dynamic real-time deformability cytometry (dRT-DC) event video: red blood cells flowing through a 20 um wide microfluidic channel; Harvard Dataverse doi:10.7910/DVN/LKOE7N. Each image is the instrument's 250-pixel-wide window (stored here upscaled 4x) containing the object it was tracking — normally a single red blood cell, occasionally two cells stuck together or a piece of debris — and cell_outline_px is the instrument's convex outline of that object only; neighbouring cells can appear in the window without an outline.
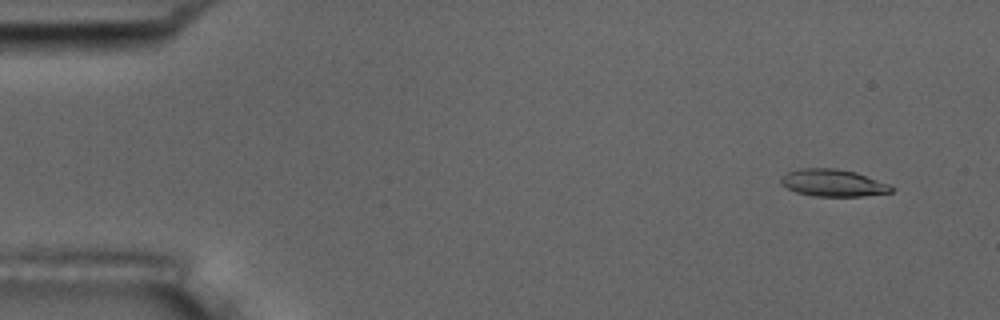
{"species": "common noctule bat (a hibernating species)", "species_latin": "Nyctalus noctula", "temperature_condition": "room temperature", "stored_images_in_passage": 8, "camera_frame_rate_fps": 3000, "um_per_image_px": 0.085, "animal": {"sex": "male", "body_mass_g": 17.5, "forearm_length_mm": 52.3}, "frame": {"image": 1, "passage_image": 1, "time_ms": 0.0, "image_size_px": [1000, 320], "cell_outline_px": [[896, 188], [892, 192], [860, 196], [812, 196], [796, 192], [780, 184], [780, 176], [788, 172], [800, 168], [836, 168], [856, 172], [892, 184]], "centroid_in_image_um": [70.84, 15.54], "position_along_channel_um": 14.2, "area_um2": 17.74}}
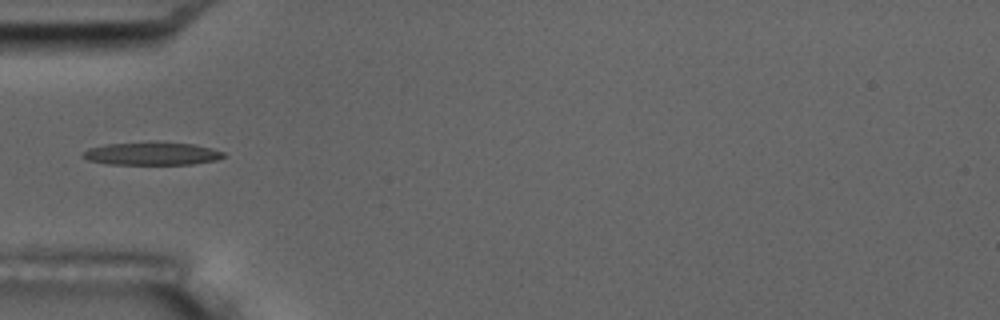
{"frame": {"image": 2, "passage_image": 5, "time_ms": 4.667, "image_size_px": [1000, 320], "cell_outline_px": [[228, 156], [216, 160], [192, 164], [108, 164], [88, 160], [80, 156], [88, 148], [108, 144], [192, 144], [212, 148], [224, 152]], "centroid_in_image_um": [12.94, 13.1], "position_along_channel_um": 72.1, "area_um2": 18.03}}
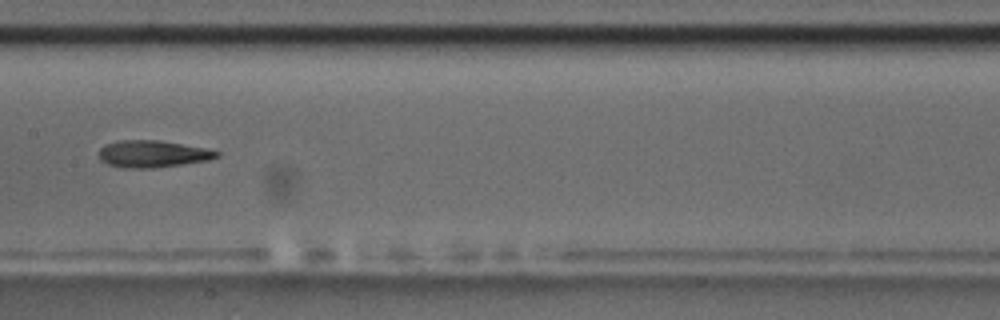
{"frame": {"image": 3, "passage_image": 8, "time_ms": 8.0, "image_size_px": [1000, 320], "cell_outline_px": [[220, 156], [208, 160], [152, 168], [124, 168], [108, 164], [100, 160], [100, 148], [104, 144], [116, 140], [160, 140], [204, 148], [220, 152]], "centroid_in_image_um": [12.94, 13.07], "position_along_channel_um": 194.5, "area_um2": 18.44}}